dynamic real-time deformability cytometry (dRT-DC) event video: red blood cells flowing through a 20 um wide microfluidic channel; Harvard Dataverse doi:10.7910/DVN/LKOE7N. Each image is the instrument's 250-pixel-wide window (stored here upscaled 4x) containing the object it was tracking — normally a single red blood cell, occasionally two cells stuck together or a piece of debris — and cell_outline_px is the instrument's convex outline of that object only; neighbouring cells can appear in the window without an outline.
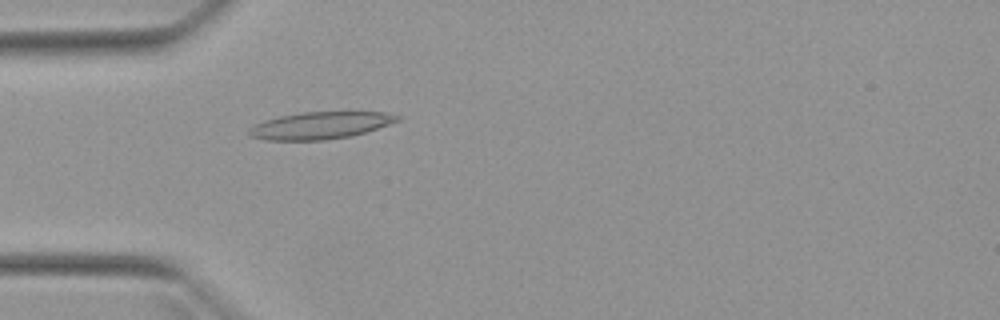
{"species": "Egyptian fruit bat (a non-hibernating species)", "species_latin": "Rousettus aegyptiacus", "temperature_condition": "warm", "stored_images_in_passage": 15, "camera_frame_rate_fps": 3000, "um_per_image_px": 0.085, "animal": {"sex": "female"}, "frame": {"image": 1, "passage_image": 3, "time_ms": 0.667, "image_size_px": [1000, 320], "cell_outline_px": [[400, 120], [352, 136], [324, 140], [268, 140], [252, 136], [248, 132], [256, 124], [264, 120], [280, 116], [304, 112], [384, 112], [400, 116]], "centroid_in_image_um": [27.24, 10.66], "position_along_channel_um": 57.8, "area_um2": 23.0}}
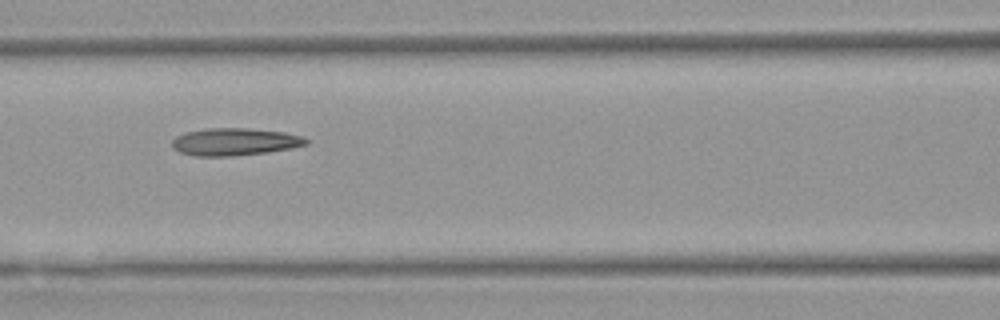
{"frame": {"image": 2, "passage_image": 10, "time_ms": 3.0, "image_size_px": [1000, 320], "cell_outline_px": [[308, 144], [292, 148], [268, 152], [232, 156], [192, 156], [180, 152], [172, 148], [172, 140], [176, 136], [184, 132], [208, 128], [248, 128], [284, 132], [304, 136], [308, 140]], "centroid_in_image_um": [19.94, 12.05], "position_along_channel_um": 146.7, "area_um2": 21.62}}
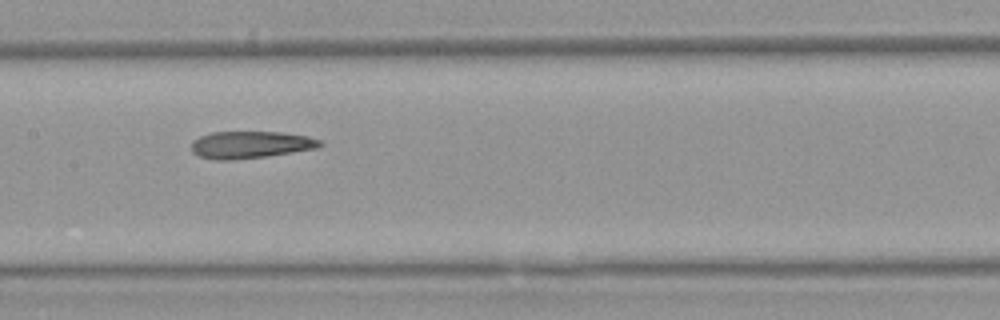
{"frame": {"image": 3, "passage_image": 13, "time_ms": 4.0, "image_size_px": [1000, 320], "cell_outline_px": [[324, 144], [316, 148], [268, 156], [232, 160], [216, 160], [200, 156], [192, 152], [192, 140], [200, 136], [212, 132], [280, 132], [308, 136], [320, 140]], "centroid_in_image_um": [21.28, 12.3], "position_along_channel_um": 186.1, "area_um2": 20.29}}